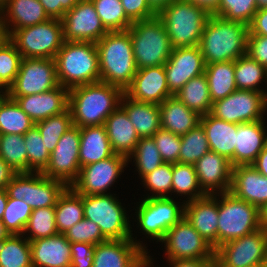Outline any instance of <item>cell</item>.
<instances>
[{"label":"cell","instance_id":"6da1fadb","mask_svg":"<svg viewBox=\"0 0 267 267\" xmlns=\"http://www.w3.org/2000/svg\"><path fill=\"white\" fill-rule=\"evenodd\" d=\"M123 94L121 88L101 81L70 89L68 109L73 125L79 128L104 125L106 118L120 106Z\"/></svg>","mask_w":267,"mask_h":267},{"label":"cell","instance_id":"7a4b0ae2","mask_svg":"<svg viewBox=\"0 0 267 267\" xmlns=\"http://www.w3.org/2000/svg\"><path fill=\"white\" fill-rule=\"evenodd\" d=\"M248 35L247 25L210 15L199 43L205 64L235 61L246 55Z\"/></svg>","mask_w":267,"mask_h":267},{"label":"cell","instance_id":"3957f363","mask_svg":"<svg viewBox=\"0 0 267 267\" xmlns=\"http://www.w3.org/2000/svg\"><path fill=\"white\" fill-rule=\"evenodd\" d=\"M100 81L125 91L138 70L129 30L109 31L98 42Z\"/></svg>","mask_w":267,"mask_h":267},{"label":"cell","instance_id":"277c9868","mask_svg":"<svg viewBox=\"0 0 267 267\" xmlns=\"http://www.w3.org/2000/svg\"><path fill=\"white\" fill-rule=\"evenodd\" d=\"M54 59L59 85L68 90L100 81L99 56L95 42L64 41Z\"/></svg>","mask_w":267,"mask_h":267},{"label":"cell","instance_id":"5b68a950","mask_svg":"<svg viewBox=\"0 0 267 267\" xmlns=\"http://www.w3.org/2000/svg\"><path fill=\"white\" fill-rule=\"evenodd\" d=\"M209 16L203 8L186 0H175L157 14L173 48L199 45Z\"/></svg>","mask_w":267,"mask_h":267},{"label":"cell","instance_id":"8992f818","mask_svg":"<svg viewBox=\"0 0 267 267\" xmlns=\"http://www.w3.org/2000/svg\"><path fill=\"white\" fill-rule=\"evenodd\" d=\"M128 30L138 69L164 65L168 61L173 47L163 22L157 16L134 21Z\"/></svg>","mask_w":267,"mask_h":267},{"label":"cell","instance_id":"52a82bcc","mask_svg":"<svg viewBox=\"0 0 267 267\" xmlns=\"http://www.w3.org/2000/svg\"><path fill=\"white\" fill-rule=\"evenodd\" d=\"M218 247L260 229L259 208L231 192L218 194Z\"/></svg>","mask_w":267,"mask_h":267},{"label":"cell","instance_id":"ba28073f","mask_svg":"<svg viewBox=\"0 0 267 267\" xmlns=\"http://www.w3.org/2000/svg\"><path fill=\"white\" fill-rule=\"evenodd\" d=\"M8 39L22 58L54 59L64 43L62 22L49 19L41 24L17 29Z\"/></svg>","mask_w":267,"mask_h":267},{"label":"cell","instance_id":"9c48e42d","mask_svg":"<svg viewBox=\"0 0 267 267\" xmlns=\"http://www.w3.org/2000/svg\"><path fill=\"white\" fill-rule=\"evenodd\" d=\"M83 207L84 218L99 225L107 240L133 238L125 208L114 195H83Z\"/></svg>","mask_w":267,"mask_h":267},{"label":"cell","instance_id":"30bf717a","mask_svg":"<svg viewBox=\"0 0 267 267\" xmlns=\"http://www.w3.org/2000/svg\"><path fill=\"white\" fill-rule=\"evenodd\" d=\"M69 186L41 172L16 173L6 187L9 198L25 201L32 210L55 206Z\"/></svg>","mask_w":267,"mask_h":267},{"label":"cell","instance_id":"8fae6325","mask_svg":"<svg viewBox=\"0 0 267 267\" xmlns=\"http://www.w3.org/2000/svg\"><path fill=\"white\" fill-rule=\"evenodd\" d=\"M267 263V232L257 231L215 249L214 267H261Z\"/></svg>","mask_w":267,"mask_h":267},{"label":"cell","instance_id":"7c38bea8","mask_svg":"<svg viewBox=\"0 0 267 267\" xmlns=\"http://www.w3.org/2000/svg\"><path fill=\"white\" fill-rule=\"evenodd\" d=\"M184 204L179 206L171 197H145L136 210L140 230L161 242L167 231L184 217Z\"/></svg>","mask_w":267,"mask_h":267},{"label":"cell","instance_id":"4fadbf2b","mask_svg":"<svg viewBox=\"0 0 267 267\" xmlns=\"http://www.w3.org/2000/svg\"><path fill=\"white\" fill-rule=\"evenodd\" d=\"M59 86L55 59L22 58L13 84L8 88L9 97L35 95Z\"/></svg>","mask_w":267,"mask_h":267},{"label":"cell","instance_id":"5bb4252c","mask_svg":"<svg viewBox=\"0 0 267 267\" xmlns=\"http://www.w3.org/2000/svg\"><path fill=\"white\" fill-rule=\"evenodd\" d=\"M168 260H215V249L183 217L164 239Z\"/></svg>","mask_w":267,"mask_h":267},{"label":"cell","instance_id":"9a60e30c","mask_svg":"<svg viewBox=\"0 0 267 267\" xmlns=\"http://www.w3.org/2000/svg\"><path fill=\"white\" fill-rule=\"evenodd\" d=\"M267 110L266 92L236 90L213 103L211 114L226 122L241 124L263 120Z\"/></svg>","mask_w":267,"mask_h":267},{"label":"cell","instance_id":"2e32d148","mask_svg":"<svg viewBox=\"0 0 267 267\" xmlns=\"http://www.w3.org/2000/svg\"><path fill=\"white\" fill-rule=\"evenodd\" d=\"M129 159L123 155L113 156L80 168L78 178L71 184V188L79 195L109 194L108 188L128 165Z\"/></svg>","mask_w":267,"mask_h":267},{"label":"cell","instance_id":"e0dca14e","mask_svg":"<svg viewBox=\"0 0 267 267\" xmlns=\"http://www.w3.org/2000/svg\"><path fill=\"white\" fill-rule=\"evenodd\" d=\"M79 148L80 128L73 126L62 135L55 149L50 153L47 167L41 173L48 178L61 180L71 186L78 178L81 168Z\"/></svg>","mask_w":267,"mask_h":267},{"label":"cell","instance_id":"ac0fdd59","mask_svg":"<svg viewBox=\"0 0 267 267\" xmlns=\"http://www.w3.org/2000/svg\"><path fill=\"white\" fill-rule=\"evenodd\" d=\"M134 238L107 240L95 245L92 267H150L146 247ZM151 264V265H150Z\"/></svg>","mask_w":267,"mask_h":267},{"label":"cell","instance_id":"d6986e66","mask_svg":"<svg viewBox=\"0 0 267 267\" xmlns=\"http://www.w3.org/2000/svg\"><path fill=\"white\" fill-rule=\"evenodd\" d=\"M64 41L98 42L109 31L104 27L91 0L79 1L61 19Z\"/></svg>","mask_w":267,"mask_h":267},{"label":"cell","instance_id":"ffe728a7","mask_svg":"<svg viewBox=\"0 0 267 267\" xmlns=\"http://www.w3.org/2000/svg\"><path fill=\"white\" fill-rule=\"evenodd\" d=\"M205 68L199 45L173 48L164 64L169 91L175 96L189 80L203 74Z\"/></svg>","mask_w":267,"mask_h":267},{"label":"cell","instance_id":"44dd1931","mask_svg":"<svg viewBox=\"0 0 267 267\" xmlns=\"http://www.w3.org/2000/svg\"><path fill=\"white\" fill-rule=\"evenodd\" d=\"M124 93L133 100L157 105L174 96L167 85L164 65L138 69Z\"/></svg>","mask_w":267,"mask_h":267},{"label":"cell","instance_id":"7402d4cb","mask_svg":"<svg viewBox=\"0 0 267 267\" xmlns=\"http://www.w3.org/2000/svg\"><path fill=\"white\" fill-rule=\"evenodd\" d=\"M194 168L199 185L206 195L230 191L233 166L224 156L208 151L194 164Z\"/></svg>","mask_w":267,"mask_h":267},{"label":"cell","instance_id":"603a6c76","mask_svg":"<svg viewBox=\"0 0 267 267\" xmlns=\"http://www.w3.org/2000/svg\"><path fill=\"white\" fill-rule=\"evenodd\" d=\"M219 195H206L184 202V217L214 249L218 247V199Z\"/></svg>","mask_w":267,"mask_h":267},{"label":"cell","instance_id":"cb8c5ba5","mask_svg":"<svg viewBox=\"0 0 267 267\" xmlns=\"http://www.w3.org/2000/svg\"><path fill=\"white\" fill-rule=\"evenodd\" d=\"M68 94L69 90L59 85L44 93L10 98L36 123L65 112L68 109Z\"/></svg>","mask_w":267,"mask_h":267},{"label":"cell","instance_id":"d4e9b609","mask_svg":"<svg viewBox=\"0 0 267 267\" xmlns=\"http://www.w3.org/2000/svg\"><path fill=\"white\" fill-rule=\"evenodd\" d=\"M49 19L39 0H5L0 5V20L8 37L17 29L41 24Z\"/></svg>","mask_w":267,"mask_h":267},{"label":"cell","instance_id":"484cf974","mask_svg":"<svg viewBox=\"0 0 267 267\" xmlns=\"http://www.w3.org/2000/svg\"><path fill=\"white\" fill-rule=\"evenodd\" d=\"M229 192L238 199L260 208L267 203V177L252 165L233 167Z\"/></svg>","mask_w":267,"mask_h":267},{"label":"cell","instance_id":"4316f807","mask_svg":"<svg viewBox=\"0 0 267 267\" xmlns=\"http://www.w3.org/2000/svg\"><path fill=\"white\" fill-rule=\"evenodd\" d=\"M33 267H70L71 242L64 234L30 241Z\"/></svg>","mask_w":267,"mask_h":267},{"label":"cell","instance_id":"83f0119b","mask_svg":"<svg viewBox=\"0 0 267 267\" xmlns=\"http://www.w3.org/2000/svg\"><path fill=\"white\" fill-rule=\"evenodd\" d=\"M265 120L237 124L235 167L252 165L267 146Z\"/></svg>","mask_w":267,"mask_h":267},{"label":"cell","instance_id":"f1b7e54d","mask_svg":"<svg viewBox=\"0 0 267 267\" xmlns=\"http://www.w3.org/2000/svg\"><path fill=\"white\" fill-rule=\"evenodd\" d=\"M210 151L227 158L235 167L237 124L218 119L211 113L200 117Z\"/></svg>","mask_w":267,"mask_h":267},{"label":"cell","instance_id":"f546056e","mask_svg":"<svg viewBox=\"0 0 267 267\" xmlns=\"http://www.w3.org/2000/svg\"><path fill=\"white\" fill-rule=\"evenodd\" d=\"M104 125L113 152L128 158L140 138L126 111L119 106L106 118Z\"/></svg>","mask_w":267,"mask_h":267},{"label":"cell","instance_id":"4dcf8cb0","mask_svg":"<svg viewBox=\"0 0 267 267\" xmlns=\"http://www.w3.org/2000/svg\"><path fill=\"white\" fill-rule=\"evenodd\" d=\"M120 106L126 111L139 138L152 137L161 128L159 105L133 100L124 93Z\"/></svg>","mask_w":267,"mask_h":267},{"label":"cell","instance_id":"1f68e13d","mask_svg":"<svg viewBox=\"0 0 267 267\" xmlns=\"http://www.w3.org/2000/svg\"><path fill=\"white\" fill-rule=\"evenodd\" d=\"M79 149L80 167L105 160L115 154L105 125L80 128Z\"/></svg>","mask_w":267,"mask_h":267},{"label":"cell","instance_id":"d6a6232c","mask_svg":"<svg viewBox=\"0 0 267 267\" xmlns=\"http://www.w3.org/2000/svg\"><path fill=\"white\" fill-rule=\"evenodd\" d=\"M161 128L182 136L200 123V117L175 96L159 105Z\"/></svg>","mask_w":267,"mask_h":267},{"label":"cell","instance_id":"836d02e7","mask_svg":"<svg viewBox=\"0 0 267 267\" xmlns=\"http://www.w3.org/2000/svg\"><path fill=\"white\" fill-rule=\"evenodd\" d=\"M204 73L207 78L209 94L213 103L237 90L234 61L208 64Z\"/></svg>","mask_w":267,"mask_h":267},{"label":"cell","instance_id":"e575fe53","mask_svg":"<svg viewBox=\"0 0 267 267\" xmlns=\"http://www.w3.org/2000/svg\"><path fill=\"white\" fill-rule=\"evenodd\" d=\"M175 97L199 116L211 113L213 102L210 98L205 73L189 80Z\"/></svg>","mask_w":267,"mask_h":267},{"label":"cell","instance_id":"d590c367","mask_svg":"<svg viewBox=\"0 0 267 267\" xmlns=\"http://www.w3.org/2000/svg\"><path fill=\"white\" fill-rule=\"evenodd\" d=\"M82 219H84L83 195H79L69 186L55 205L58 233L64 234L65 231Z\"/></svg>","mask_w":267,"mask_h":267},{"label":"cell","instance_id":"8d00e7d4","mask_svg":"<svg viewBox=\"0 0 267 267\" xmlns=\"http://www.w3.org/2000/svg\"><path fill=\"white\" fill-rule=\"evenodd\" d=\"M11 234L0 243V267H33L30 241Z\"/></svg>","mask_w":267,"mask_h":267},{"label":"cell","instance_id":"74e56055","mask_svg":"<svg viewBox=\"0 0 267 267\" xmlns=\"http://www.w3.org/2000/svg\"><path fill=\"white\" fill-rule=\"evenodd\" d=\"M234 65L237 90L265 92L259 88L261 81L267 80V68L264 65L251 59L247 54L236 59Z\"/></svg>","mask_w":267,"mask_h":267},{"label":"cell","instance_id":"f35d334b","mask_svg":"<svg viewBox=\"0 0 267 267\" xmlns=\"http://www.w3.org/2000/svg\"><path fill=\"white\" fill-rule=\"evenodd\" d=\"M35 123L23 112L18 103L9 96L0 106V133L26 134Z\"/></svg>","mask_w":267,"mask_h":267},{"label":"cell","instance_id":"ab89813d","mask_svg":"<svg viewBox=\"0 0 267 267\" xmlns=\"http://www.w3.org/2000/svg\"><path fill=\"white\" fill-rule=\"evenodd\" d=\"M172 193L190 196L186 202L202 198V191L193 164L172 163Z\"/></svg>","mask_w":267,"mask_h":267},{"label":"cell","instance_id":"60d3db41","mask_svg":"<svg viewBox=\"0 0 267 267\" xmlns=\"http://www.w3.org/2000/svg\"><path fill=\"white\" fill-rule=\"evenodd\" d=\"M0 157L16 173H27V148L24 143V135H1Z\"/></svg>","mask_w":267,"mask_h":267},{"label":"cell","instance_id":"b9f144b4","mask_svg":"<svg viewBox=\"0 0 267 267\" xmlns=\"http://www.w3.org/2000/svg\"><path fill=\"white\" fill-rule=\"evenodd\" d=\"M180 139L179 163L194 165L210 151L208 139L201 123L197 124L188 133L180 136Z\"/></svg>","mask_w":267,"mask_h":267},{"label":"cell","instance_id":"7bdbcfd3","mask_svg":"<svg viewBox=\"0 0 267 267\" xmlns=\"http://www.w3.org/2000/svg\"><path fill=\"white\" fill-rule=\"evenodd\" d=\"M102 24L108 31H125L132 25L120 0H91Z\"/></svg>","mask_w":267,"mask_h":267},{"label":"cell","instance_id":"ee69618b","mask_svg":"<svg viewBox=\"0 0 267 267\" xmlns=\"http://www.w3.org/2000/svg\"><path fill=\"white\" fill-rule=\"evenodd\" d=\"M35 126L38 128L41 137L46 144V149L51 153L55 149L62 135L74 125L70 110L67 109L61 114L36 122Z\"/></svg>","mask_w":267,"mask_h":267},{"label":"cell","instance_id":"f6af8a7d","mask_svg":"<svg viewBox=\"0 0 267 267\" xmlns=\"http://www.w3.org/2000/svg\"><path fill=\"white\" fill-rule=\"evenodd\" d=\"M26 232H30V235L26 237L29 241L58 234L55 220V206L32 210L24 234Z\"/></svg>","mask_w":267,"mask_h":267},{"label":"cell","instance_id":"bcb514c9","mask_svg":"<svg viewBox=\"0 0 267 267\" xmlns=\"http://www.w3.org/2000/svg\"><path fill=\"white\" fill-rule=\"evenodd\" d=\"M24 143L27 148V173L42 172L48 165L50 152L35 125L24 134Z\"/></svg>","mask_w":267,"mask_h":267},{"label":"cell","instance_id":"7dc6e473","mask_svg":"<svg viewBox=\"0 0 267 267\" xmlns=\"http://www.w3.org/2000/svg\"><path fill=\"white\" fill-rule=\"evenodd\" d=\"M135 159L141 179L164 163L152 137L140 138L128 159Z\"/></svg>","mask_w":267,"mask_h":267},{"label":"cell","instance_id":"c3c4849f","mask_svg":"<svg viewBox=\"0 0 267 267\" xmlns=\"http://www.w3.org/2000/svg\"><path fill=\"white\" fill-rule=\"evenodd\" d=\"M22 56L16 46L7 39L0 46V87L4 90L13 84L18 74Z\"/></svg>","mask_w":267,"mask_h":267},{"label":"cell","instance_id":"681fc988","mask_svg":"<svg viewBox=\"0 0 267 267\" xmlns=\"http://www.w3.org/2000/svg\"><path fill=\"white\" fill-rule=\"evenodd\" d=\"M256 12V0H221L213 15L249 26Z\"/></svg>","mask_w":267,"mask_h":267},{"label":"cell","instance_id":"f907efd6","mask_svg":"<svg viewBox=\"0 0 267 267\" xmlns=\"http://www.w3.org/2000/svg\"><path fill=\"white\" fill-rule=\"evenodd\" d=\"M32 208L25 201L8 197L2 222L10 234H24Z\"/></svg>","mask_w":267,"mask_h":267},{"label":"cell","instance_id":"816d5d0a","mask_svg":"<svg viewBox=\"0 0 267 267\" xmlns=\"http://www.w3.org/2000/svg\"><path fill=\"white\" fill-rule=\"evenodd\" d=\"M172 163H163L152 172L146 174L142 178V182L146 188L153 191L154 198L171 197L168 193L172 192Z\"/></svg>","mask_w":267,"mask_h":267},{"label":"cell","instance_id":"f5cc1de1","mask_svg":"<svg viewBox=\"0 0 267 267\" xmlns=\"http://www.w3.org/2000/svg\"><path fill=\"white\" fill-rule=\"evenodd\" d=\"M64 235L71 243L83 242L96 245L107 241L102 235L99 225L86 218L74 224L65 231Z\"/></svg>","mask_w":267,"mask_h":267},{"label":"cell","instance_id":"db71d44e","mask_svg":"<svg viewBox=\"0 0 267 267\" xmlns=\"http://www.w3.org/2000/svg\"><path fill=\"white\" fill-rule=\"evenodd\" d=\"M152 138L165 163L179 162V153L181 149V139L179 135L160 128Z\"/></svg>","mask_w":267,"mask_h":267},{"label":"cell","instance_id":"11a10c76","mask_svg":"<svg viewBox=\"0 0 267 267\" xmlns=\"http://www.w3.org/2000/svg\"><path fill=\"white\" fill-rule=\"evenodd\" d=\"M126 16L132 21L148 20L157 16L147 0H120Z\"/></svg>","mask_w":267,"mask_h":267},{"label":"cell","instance_id":"9f6ffc18","mask_svg":"<svg viewBox=\"0 0 267 267\" xmlns=\"http://www.w3.org/2000/svg\"><path fill=\"white\" fill-rule=\"evenodd\" d=\"M71 266L92 267L95 253V245L91 243H71Z\"/></svg>","mask_w":267,"mask_h":267},{"label":"cell","instance_id":"6f0895ef","mask_svg":"<svg viewBox=\"0 0 267 267\" xmlns=\"http://www.w3.org/2000/svg\"><path fill=\"white\" fill-rule=\"evenodd\" d=\"M246 54L267 68V36L248 35Z\"/></svg>","mask_w":267,"mask_h":267},{"label":"cell","instance_id":"680465c9","mask_svg":"<svg viewBox=\"0 0 267 267\" xmlns=\"http://www.w3.org/2000/svg\"><path fill=\"white\" fill-rule=\"evenodd\" d=\"M82 0H39L50 19H59Z\"/></svg>","mask_w":267,"mask_h":267},{"label":"cell","instance_id":"91938a15","mask_svg":"<svg viewBox=\"0 0 267 267\" xmlns=\"http://www.w3.org/2000/svg\"><path fill=\"white\" fill-rule=\"evenodd\" d=\"M248 27L249 35L267 36V8L257 10Z\"/></svg>","mask_w":267,"mask_h":267},{"label":"cell","instance_id":"94428289","mask_svg":"<svg viewBox=\"0 0 267 267\" xmlns=\"http://www.w3.org/2000/svg\"><path fill=\"white\" fill-rule=\"evenodd\" d=\"M171 267H214V260H169Z\"/></svg>","mask_w":267,"mask_h":267},{"label":"cell","instance_id":"6125c7cd","mask_svg":"<svg viewBox=\"0 0 267 267\" xmlns=\"http://www.w3.org/2000/svg\"><path fill=\"white\" fill-rule=\"evenodd\" d=\"M16 172L0 157V190H5Z\"/></svg>","mask_w":267,"mask_h":267},{"label":"cell","instance_id":"be15d7a7","mask_svg":"<svg viewBox=\"0 0 267 267\" xmlns=\"http://www.w3.org/2000/svg\"><path fill=\"white\" fill-rule=\"evenodd\" d=\"M195 6L203 8L208 14L213 15L219 8L221 0H186Z\"/></svg>","mask_w":267,"mask_h":267},{"label":"cell","instance_id":"e7e4bbea","mask_svg":"<svg viewBox=\"0 0 267 267\" xmlns=\"http://www.w3.org/2000/svg\"><path fill=\"white\" fill-rule=\"evenodd\" d=\"M252 166L263 176L267 177V146L258 155Z\"/></svg>","mask_w":267,"mask_h":267},{"label":"cell","instance_id":"03108f58","mask_svg":"<svg viewBox=\"0 0 267 267\" xmlns=\"http://www.w3.org/2000/svg\"><path fill=\"white\" fill-rule=\"evenodd\" d=\"M151 9L158 14L166 6H169L175 0H147Z\"/></svg>","mask_w":267,"mask_h":267},{"label":"cell","instance_id":"003e7915","mask_svg":"<svg viewBox=\"0 0 267 267\" xmlns=\"http://www.w3.org/2000/svg\"><path fill=\"white\" fill-rule=\"evenodd\" d=\"M260 228L267 232V203L259 208Z\"/></svg>","mask_w":267,"mask_h":267},{"label":"cell","instance_id":"a7ac6f4b","mask_svg":"<svg viewBox=\"0 0 267 267\" xmlns=\"http://www.w3.org/2000/svg\"><path fill=\"white\" fill-rule=\"evenodd\" d=\"M8 201V194L6 190H0V220L2 219L3 213L6 208Z\"/></svg>","mask_w":267,"mask_h":267},{"label":"cell","instance_id":"89a4df30","mask_svg":"<svg viewBox=\"0 0 267 267\" xmlns=\"http://www.w3.org/2000/svg\"><path fill=\"white\" fill-rule=\"evenodd\" d=\"M10 232L6 229L2 220H0V243L10 236Z\"/></svg>","mask_w":267,"mask_h":267},{"label":"cell","instance_id":"2644e50d","mask_svg":"<svg viewBox=\"0 0 267 267\" xmlns=\"http://www.w3.org/2000/svg\"><path fill=\"white\" fill-rule=\"evenodd\" d=\"M8 39V34L6 29L4 28V26L1 23L0 20V46Z\"/></svg>","mask_w":267,"mask_h":267},{"label":"cell","instance_id":"8c879c8a","mask_svg":"<svg viewBox=\"0 0 267 267\" xmlns=\"http://www.w3.org/2000/svg\"><path fill=\"white\" fill-rule=\"evenodd\" d=\"M257 10L267 8V0H256Z\"/></svg>","mask_w":267,"mask_h":267},{"label":"cell","instance_id":"753ad0ef","mask_svg":"<svg viewBox=\"0 0 267 267\" xmlns=\"http://www.w3.org/2000/svg\"><path fill=\"white\" fill-rule=\"evenodd\" d=\"M0 106L2 105V103L6 100V98L9 96L8 94V90H5L4 92L2 91V87H0ZM2 92V94H1Z\"/></svg>","mask_w":267,"mask_h":267},{"label":"cell","instance_id":"34e18365","mask_svg":"<svg viewBox=\"0 0 267 267\" xmlns=\"http://www.w3.org/2000/svg\"><path fill=\"white\" fill-rule=\"evenodd\" d=\"M261 267H267V263H265L264 265H262Z\"/></svg>","mask_w":267,"mask_h":267}]
</instances>
